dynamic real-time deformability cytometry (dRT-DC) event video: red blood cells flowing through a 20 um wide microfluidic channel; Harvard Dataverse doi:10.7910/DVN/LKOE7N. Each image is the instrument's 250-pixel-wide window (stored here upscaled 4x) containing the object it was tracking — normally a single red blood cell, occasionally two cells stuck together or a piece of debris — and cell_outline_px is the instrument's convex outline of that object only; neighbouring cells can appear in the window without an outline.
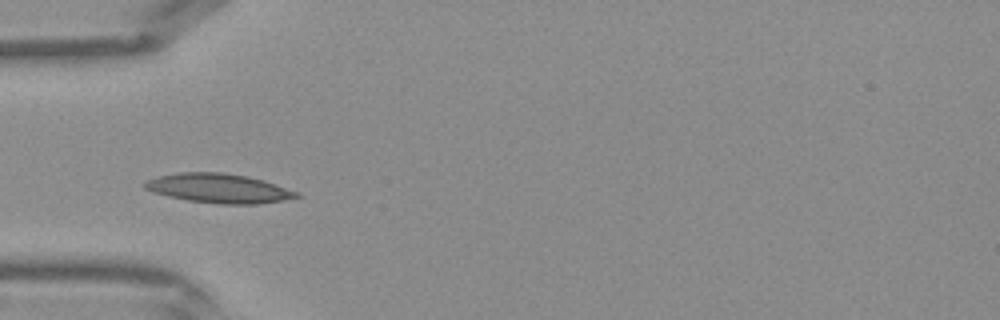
{"species": "Egyptian fruit bat (a non-hibernating species)", "species_latin": "Rousettus aegyptiacus", "temperature_condition": "warm", "stored_images_in_passage": 30, "camera_frame_rate_fps": 3000, "um_per_image_px": 0.085, "frame": {"image": 1, "passage_image": 1, "time_ms": 0.0, "image_size_px": [1000, 320], "cell_outline_px": [[300, 196], [280, 200], [256, 204], [220, 204], [188, 200], [168, 196], [152, 192], [144, 188], [144, 184], [148, 180], [160, 176], [180, 172], [224, 172], [248, 176], [300, 192]], "centroid_in_image_um": [18.58, 16.0], "position_along_channel_um": 66.4, "area_um2": 25.61}}
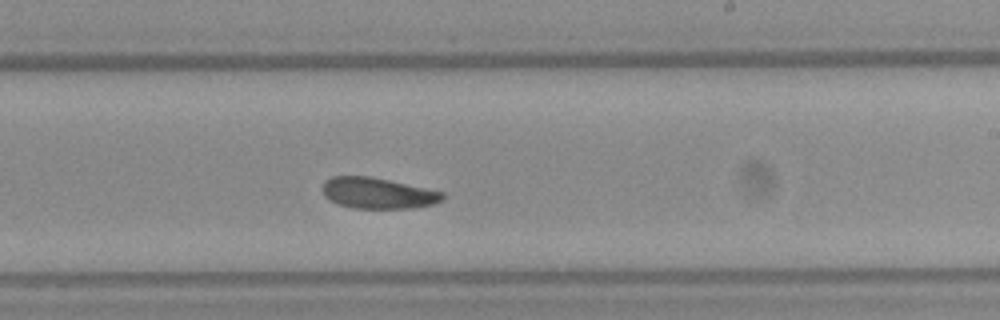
{"frame": {"image": 2, "passage_image": 13, "time_ms": 4.0, "image_size_px": [1000, 320], "cell_outline_px": [[444, 200], [432, 204], [412, 208], [352, 208], [328, 200], [324, 196], [320, 188], [324, 180], [332, 176], [368, 176], [388, 180], [444, 192]], "centroid_in_image_um": [32.06, 16.41], "position_along_channel_um": 256.9, "area_um2": 21.73}}
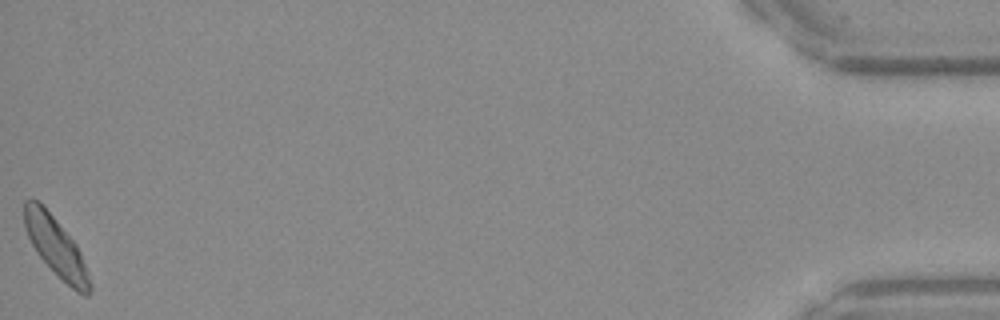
{"frame": {"image": 3, "passage_image": 30, "time_ms": 9.667, "image_size_px": [1000, 320], "cell_outline_px": [[92, 288], [88, 296], [84, 296], [76, 292], [36, 252], [28, 236], [24, 224], [24, 200], [40, 200], [76, 244], [80, 252], [92, 284]], "centroid_in_image_um": [4.76, 20.96], "position_along_channel_um": 430.4, "area_um2": 22.08}}